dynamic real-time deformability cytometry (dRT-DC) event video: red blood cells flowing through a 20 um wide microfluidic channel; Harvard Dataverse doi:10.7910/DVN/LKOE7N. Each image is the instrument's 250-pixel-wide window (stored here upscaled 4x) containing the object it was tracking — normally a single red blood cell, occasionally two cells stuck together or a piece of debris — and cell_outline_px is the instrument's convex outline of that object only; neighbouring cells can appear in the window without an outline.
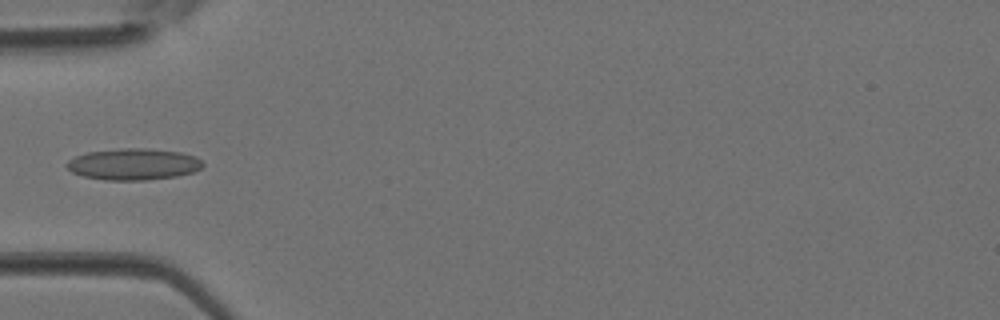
{"species": "Egyptian fruit bat (a non-hibernating species)", "species_latin": "Rousettus aegyptiacus", "temperature_condition": "room temperature", "stored_images_in_passage": 3, "camera_frame_rate_fps": 3000, "um_per_image_px": 0.085, "animal": {"sex": "female"}, "frame": {"image": 1, "passage_image": 3, "time_ms": 0.667, "image_size_px": [1000, 320], "cell_outline_px": [[204, 164], [200, 168], [192, 172], [176, 176], [144, 180], [104, 180], [84, 176], [72, 172], [64, 164], [68, 160], [76, 156], [88, 152], [124, 148], [148, 148], [180, 152], [196, 156]], "centroid_in_image_um": [11.33, 13.95], "position_along_channel_um": 73.7, "area_um2": 24.85}}